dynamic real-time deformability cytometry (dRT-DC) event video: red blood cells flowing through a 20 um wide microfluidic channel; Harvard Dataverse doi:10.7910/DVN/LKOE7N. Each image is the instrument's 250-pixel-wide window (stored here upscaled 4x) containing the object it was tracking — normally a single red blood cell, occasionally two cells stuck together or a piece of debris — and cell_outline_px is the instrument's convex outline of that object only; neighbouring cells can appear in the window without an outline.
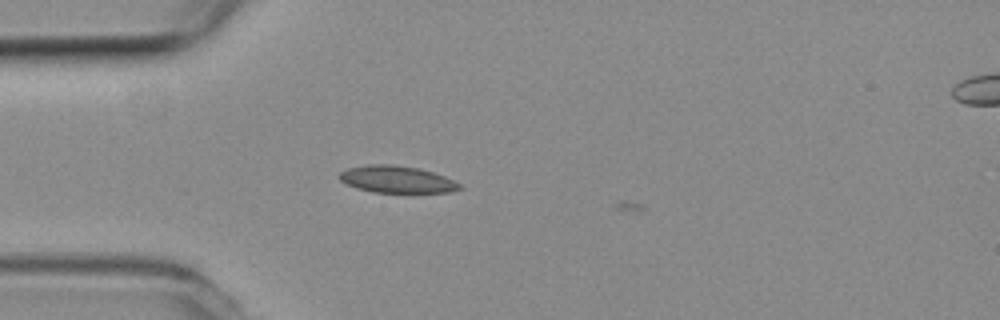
{"species": "common noctule bat (a hibernating species)", "species_latin": "Nyctalus noctula", "temperature_condition": "room temperature", "stored_images_in_passage": 9, "camera_frame_rate_fps": 3000, "um_per_image_px": 0.085, "animal": {"sex": "female", "body_mass_g": 19.3, "forearm_length_mm": 54.1}, "frame": {"image": 1, "passage_image": 8, "time_ms": 2.333, "image_size_px": [1000, 320], "cell_outline_px": [[464, 188], [452, 192], [372, 192], [356, 188], [340, 180], [336, 176], [340, 172], [348, 168], [368, 164], [392, 164], [420, 168], [444, 176], [460, 184]], "centroid_in_image_um": [33.71, 15.24], "position_along_channel_um": 51.3, "area_um2": 18.96}}